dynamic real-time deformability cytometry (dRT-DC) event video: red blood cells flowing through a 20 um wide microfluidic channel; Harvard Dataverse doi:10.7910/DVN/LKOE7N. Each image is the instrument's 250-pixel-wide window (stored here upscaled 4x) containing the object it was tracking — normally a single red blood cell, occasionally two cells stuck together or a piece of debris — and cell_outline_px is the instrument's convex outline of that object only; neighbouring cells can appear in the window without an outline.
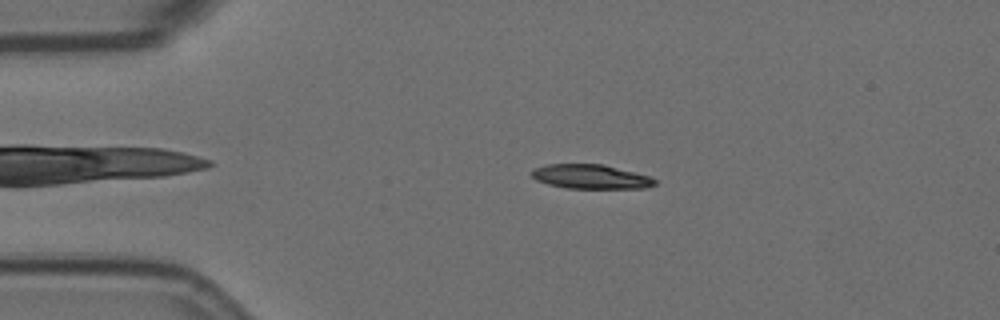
{"species": "Egyptian fruit bat (a non-hibernating species)", "species_latin": "Rousettus aegyptiacus", "temperature_condition": "room temperature", "stored_images_in_passage": 56, "camera_frame_rate_fps": 3000, "um_per_image_px": 0.085, "animal": {"sex": "female"}, "frame": {"image": 1, "passage_image": 12, "time_ms": 3.667, "image_size_px": [1000, 320], "cell_outline_px": [[656, 184], [644, 188], [564, 188], [548, 184], [536, 180], [532, 176], [532, 172], [536, 168], [548, 164], [604, 164], [648, 176], [656, 180]], "centroid_in_image_um": [50.2, 15.02], "position_along_channel_um": 34.8, "area_um2": 17.22}}
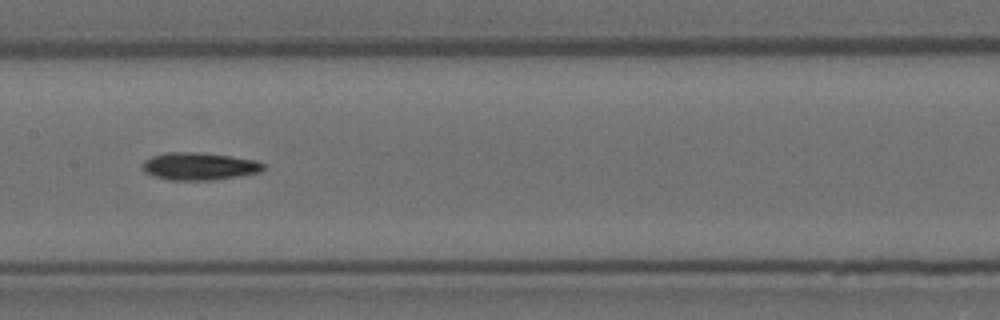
{"frame": {"image": 2, "passage_image": 28, "time_ms": 9.0, "image_size_px": [1000, 320], "cell_outline_px": [[264, 168], [260, 172], [240, 176], [216, 180], [168, 180], [152, 176], [144, 172], [144, 160], [152, 156], [168, 152], [196, 152], [232, 156], [256, 160], [264, 164]], "centroid_in_image_um": [16.95, 14.14], "position_along_channel_um": 190.5, "area_um2": 19.48}}
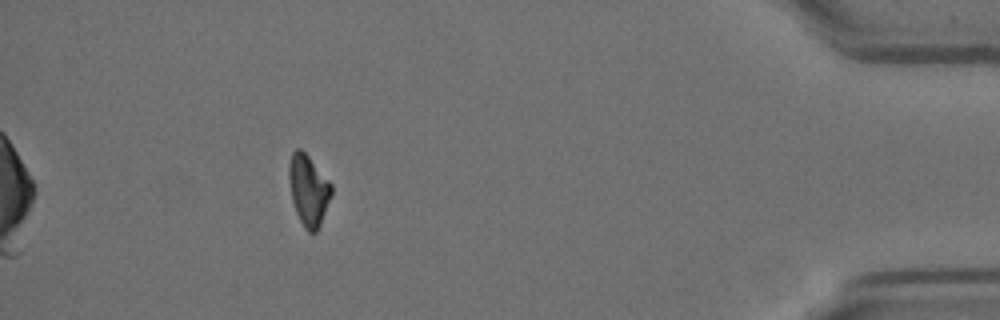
{"frame": {"image": 3, "passage_image": 51, "time_ms": 16.667, "image_size_px": [1000, 320], "cell_outline_px": [[332, 192], [320, 224], [316, 232], [308, 232], [304, 228], [296, 212], [292, 200], [288, 176], [288, 164], [292, 152], [296, 148], [300, 148], [308, 156], [332, 184]], "centroid_in_image_um": [26.2, 16.14], "position_along_channel_um": 409.0, "area_um2": 17.34}}